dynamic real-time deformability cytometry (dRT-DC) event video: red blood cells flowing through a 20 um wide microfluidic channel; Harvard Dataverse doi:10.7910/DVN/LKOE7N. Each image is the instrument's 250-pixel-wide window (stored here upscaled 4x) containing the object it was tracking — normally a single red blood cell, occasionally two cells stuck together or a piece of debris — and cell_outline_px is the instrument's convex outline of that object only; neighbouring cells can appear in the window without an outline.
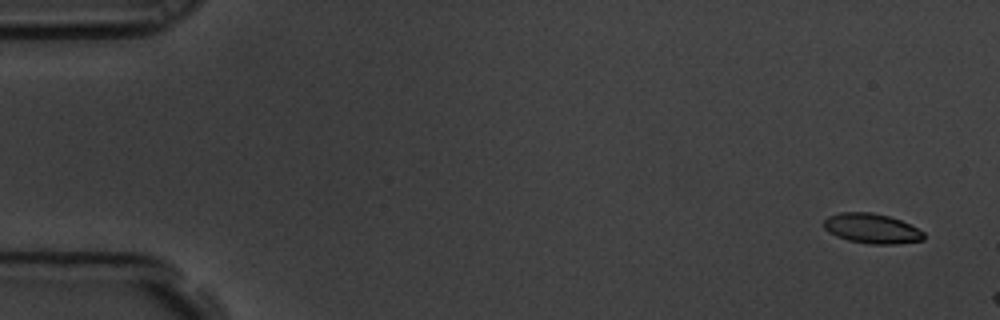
{"species": "common noctule bat (a hibernating species)", "species_latin": "Nyctalus noctula", "temperature_condition": "room temperature", "stored_images_in_passage": 3, "camera_frame_rate_fps": 3000, "um_per_image_px": 0.085, "animal": {"sex": "male", "body_mass_g": 19.5, "forearm_length_mm": 54.6}, "frame": {"image": 1, "passage_image": 1, "time_ms": 0.0, "image_size_px": [1000, 320], "cell_outline_px": [[924, 240], [896, 244], [872, 244], [848, 240], [836, 236], [828, 232], [824, 228], [824, 220], [828, 216], [840, 212], [872, 212], [888, 216], [900, 220], [924, 232]], "centroid_in_image_um": [74.08, 19.42], "position_along_channel_um": 10.9, "area_um2": 17.34}}